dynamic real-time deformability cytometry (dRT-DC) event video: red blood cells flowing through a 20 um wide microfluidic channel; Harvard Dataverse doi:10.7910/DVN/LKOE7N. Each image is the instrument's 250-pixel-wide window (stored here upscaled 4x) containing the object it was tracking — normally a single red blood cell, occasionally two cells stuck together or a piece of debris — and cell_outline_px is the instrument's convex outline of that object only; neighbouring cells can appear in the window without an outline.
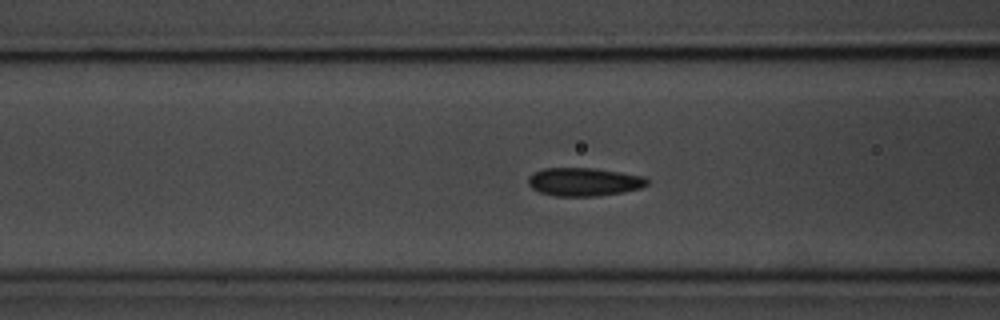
{"species": "common noctule bat (a hibernating species)", "species_latin": "Nyctalus noctula", "temperature_condition": "room temperature", "stored_images_in_passage": 51, "camera_frame_rate_fps": 3000, "um_per_image_px": 0.085, "animal": {"sex": "male", "body_mass_g": 20.1, "forearm_length_mm": 53.5}, "frame": {"image": 1, "passage_image": 22, "time_ms": 7.0, "image_size_px": [1000, 320], "cell_outline_px": [[648, 184], [640, 188], [624, 192], [596, 196], [556, 196], [540, 192], [532, 188], [528, 184], [528, 176], [532, 172], [544, 168], [592, 168], [620, 172], [644, 176], [648, 180]], "centroid_in_image_um": [49.62, 15.45], "position_along_channel_um": 117.0, "area_um2": 19.65}, "authors_computed_cell_mechanics": {"area_um2": 19.3052, "velocity_mm_per_s": 3.5826, "shape_relaxation_time_tau1_ms": 2.7759, "shape_relaxation_time_tau2_ms": 1.3858, "deformation_change_tau1": 0.098, "deformation_change_tau2": 0.0625}}